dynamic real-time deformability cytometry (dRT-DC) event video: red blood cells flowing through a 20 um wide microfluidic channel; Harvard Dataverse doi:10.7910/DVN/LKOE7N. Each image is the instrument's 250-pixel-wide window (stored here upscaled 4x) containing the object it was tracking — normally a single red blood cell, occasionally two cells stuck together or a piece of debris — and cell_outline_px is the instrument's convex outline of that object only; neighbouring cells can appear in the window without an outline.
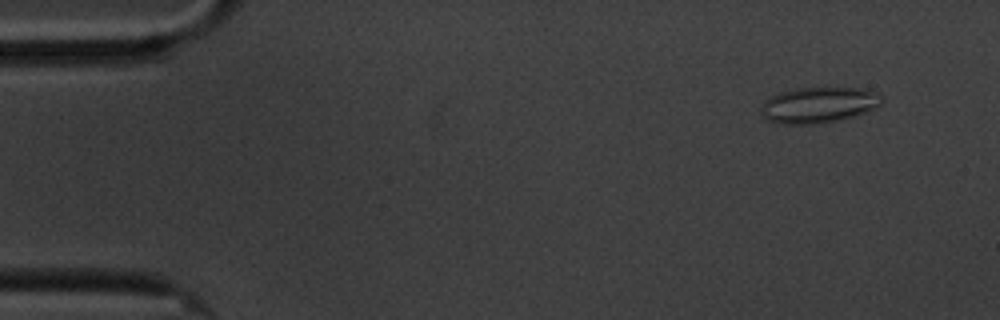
{"species": "common noctule bat (a hibernating species)", "species_latin": "Nyctalus noctula", "temperature_condition": "cold", "stored_images_in_passage": 10, "camera_frame_rate_fps": 3000, "um_per_image_px": 0.085, "animal": {"sex": "male", "body_mass_g": 20.1, "forearm_length_mm": 53.5}, "frame": {"image": 1, "passage_image": 1, "time_ms": 0.0, "image_size_px": [1000, 320], "cell_outline_px": [[884, 100], [880, 104], [864, 112], [852, 116], [836, 120], [816, 124], [776, 124], [768, 120], [760, 112], [760, 108], [764, 100], [780, 92], [796, 88], [860, 88], [880, 92], [884, 96]], "centroid_in_image_um": [69.57, 8.91], "position_along_channel_um": 15.4, "area_um2": 25.26}}
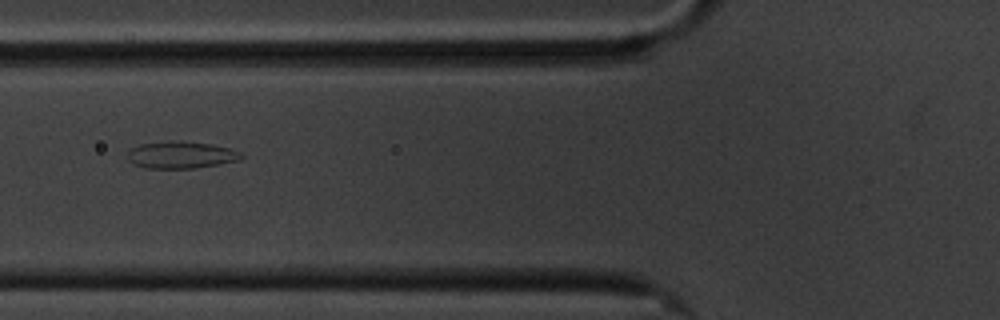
{"frame": {"image": 2, "passage_image": 6, "time_ms": 5.667, "image_size_px": [1000, 320], "cell_outline_px": [[244, 156], [240, 160], [196, 168], [144, 168], [132, 164], [124, 156], [132, 148], [140, 144], [172, 140], [180, 140], [212, 144], [244, 152]], "centroid_in_image_um": [15.37, 13.16], "position_along_channel_um": 110.4, "area_um2": 18.26}}
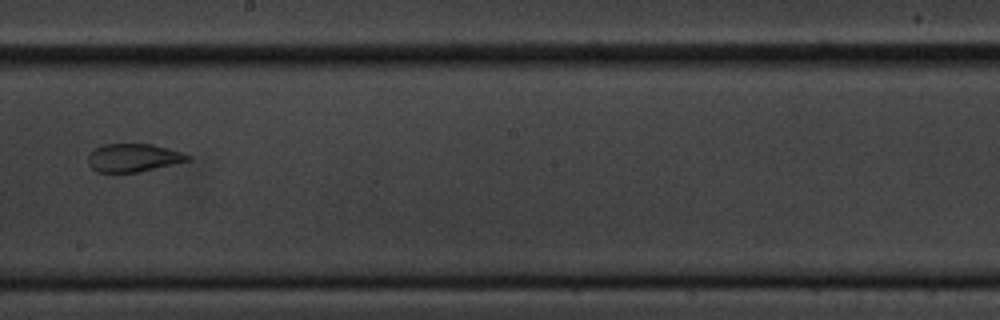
{"frame": {"image": 3, "passage_image": 9, "time_ms": 9.333, "image_size_px": [1000, 320], "cell_outline_px": [[192, 160], [140, 172], [96, 172], [88, 164], [88, 156], [100, 144], [152, 144], [168, 148], [192, 156]], "centroid_in_image_um": [11.35, 13.41], "position_along_channel_um": 236.8, "area_um2": 16.42}}